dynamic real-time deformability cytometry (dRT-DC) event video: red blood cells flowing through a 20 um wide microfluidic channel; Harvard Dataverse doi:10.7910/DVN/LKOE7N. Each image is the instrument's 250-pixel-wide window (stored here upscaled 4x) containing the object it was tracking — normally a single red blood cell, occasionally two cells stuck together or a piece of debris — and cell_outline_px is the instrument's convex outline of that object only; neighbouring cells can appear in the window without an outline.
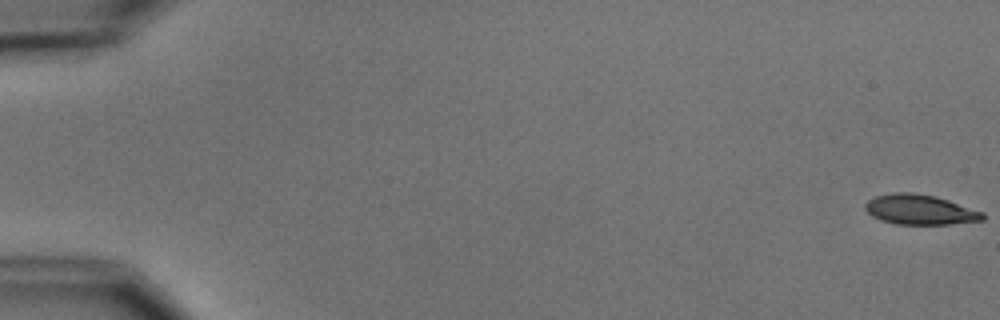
{"species": "common noctule bat (a hibernating species)", "species_latin": "Nyctalus noctula", "temperature_condition": "cold", "stored_images_in_passage": 6, "camera_frame_rate_fps": 3000, "um_per_image_px": 0.085, "animal": {"sex": "male", "body_mass_g": 15.6}, "frame": {"image": 1, "passage_image": 1, "time_ms": 0.0, "image_size_px": [1000, 320], "cell_outline_px": [[984, 220], [948, 224], [896, 224], [880, 220], [872, 216], [864, 208], [864, 204], [868, 200], [876, 196], [892, 192], [912, 192], [936, 196], [984, 212]], "centroid_in_image_um": [78.17, 17.81], "position_along_channel_um": 6.8, "area_um2": 20.58}}
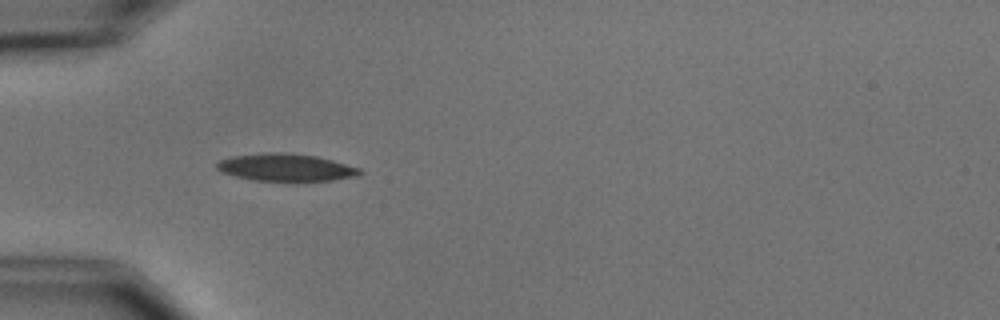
{"frame": {"image": 2, "passage_image": 5, "time_ms": 5.667, "image_size_px": [1000, 320], "cell_outline_px": [[364, 172], [360, 176], [332, 180], [252, 180], [220, 172], [216, 168], [216, 164], [220, 160], [232, 156], [264, 152], [284, 152], [316, 156], [332, 160], [360, 168]], "centroid_in_image_um": [24.3, 14.22], "position_along_channel_um": 60.7, "area_um2": 22.77}}